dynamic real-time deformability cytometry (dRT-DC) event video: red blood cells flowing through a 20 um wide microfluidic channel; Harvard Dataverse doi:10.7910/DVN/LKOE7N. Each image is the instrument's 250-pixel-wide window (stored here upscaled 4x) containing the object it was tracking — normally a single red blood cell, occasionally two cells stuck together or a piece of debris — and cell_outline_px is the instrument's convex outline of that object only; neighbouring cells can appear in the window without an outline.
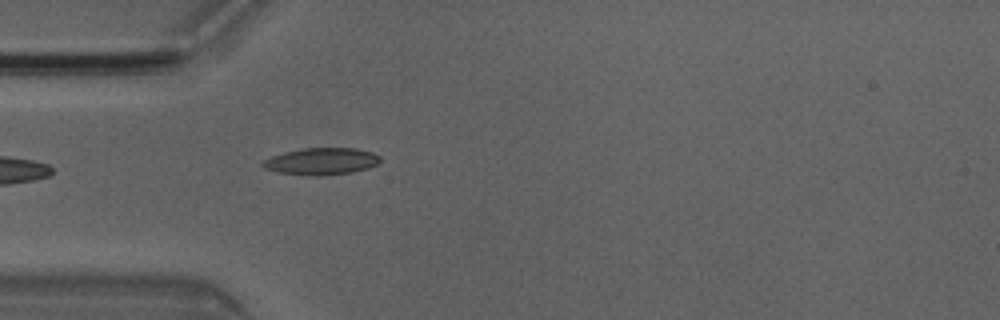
{"species": "Egyptian fruit bat (a non-hibernating species)", "species_latin": "Rousettus aegyptiacus", "temperature_condition": "room temperature", "stored_images_in_passage": 4, "camera_frame_rate_fps": 3000, "um_per_image_px": 0.085, "animal": {"sex": "male"}, "frame": {"image": 1, "passage_image": 4, "time_ms": 1.0, "image_size_px": [1000, 320], "cell_outline_px": [[380, 160], [376, 164], [368, 168], [352, 172], [320, 176], [280, 172], [264, 168], [260, 164], [264, 160], [272, 156], [284, 152], [304, 148], [356, 148], [372, 152], [380, 156]], "centroid_in_image_um": [27.33, 13.7], "position_along_channel_um": 57.7, "area_um2": 18.21}}